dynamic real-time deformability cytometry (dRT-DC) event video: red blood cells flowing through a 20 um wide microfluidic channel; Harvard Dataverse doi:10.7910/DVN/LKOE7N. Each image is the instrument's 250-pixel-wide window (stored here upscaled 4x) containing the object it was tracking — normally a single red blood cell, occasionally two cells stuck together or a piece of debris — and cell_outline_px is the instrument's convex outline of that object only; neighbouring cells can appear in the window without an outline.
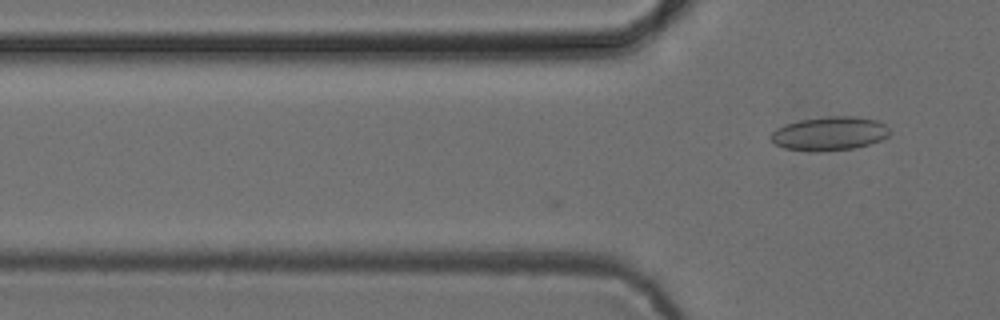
{"species": "common noctule bat (a hibernating species)", "species_latin": "Nyctalus noctula", "temperature_condition": "cold", "stored_images_in_passage": 16, "camera_frame_rate_fps": 3000, "um_per_image_px": 0.085, "animal": {"sex": "female", "body_mass_g": 24.6, "forearm_length_mm": 56.2}, "frame": {"image": 1, "passage_image": 16, "time_ms": 5.0, "image_size_px": [1000, 320], "cell_outline_px": [[888, 136], [880, 140], [856, 148], [784, 148], [776, 144], [768, 136], [776, 128], [784, 124], [800, 120], [828, 116], [856, 116], [876, 120], [884, 124], [888, 128]], "centroid_in_image_um": [70.51, 11.29], "position_along_channel_um": 55.3, "area_um2": 22.37}}